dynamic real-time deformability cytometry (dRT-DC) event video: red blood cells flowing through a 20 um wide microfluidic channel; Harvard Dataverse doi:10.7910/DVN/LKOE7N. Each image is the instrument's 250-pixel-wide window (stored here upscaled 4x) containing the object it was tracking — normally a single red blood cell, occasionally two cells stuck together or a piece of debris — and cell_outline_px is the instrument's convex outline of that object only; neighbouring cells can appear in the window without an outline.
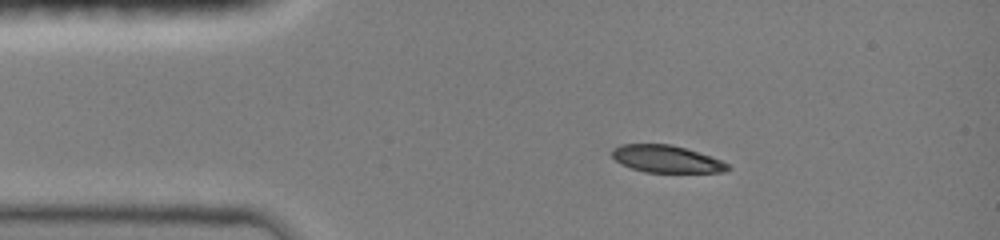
{"species": "common noctule bat (a hibernating species)", "species_latin": "Nyctalus noctula", "temperature_condition": "room temperature", "stored_images_in_passage": 8, "camera_frame_rate_fps": 3000, "um_per_image_px": 0.085, "animal": {"sex": "female", "body_mass_g": 19.0, "forearm_length_mm": 51.5}, "frame": {"image": 1, "passage_image": 5, "time_ms": 2.333, "image_size_px": [1000, 240], "cell_outline_px": [[732, 168], [724, 172], [644, 172], [620, 164], [612, 156], [612, 148], [620, 144], [672, 144], [720, 160], [728, 164]], "centroid_in_image_um": [56.61, 13.51], "position_along_channel_um": 28.4, "area_um2": 18.21}}